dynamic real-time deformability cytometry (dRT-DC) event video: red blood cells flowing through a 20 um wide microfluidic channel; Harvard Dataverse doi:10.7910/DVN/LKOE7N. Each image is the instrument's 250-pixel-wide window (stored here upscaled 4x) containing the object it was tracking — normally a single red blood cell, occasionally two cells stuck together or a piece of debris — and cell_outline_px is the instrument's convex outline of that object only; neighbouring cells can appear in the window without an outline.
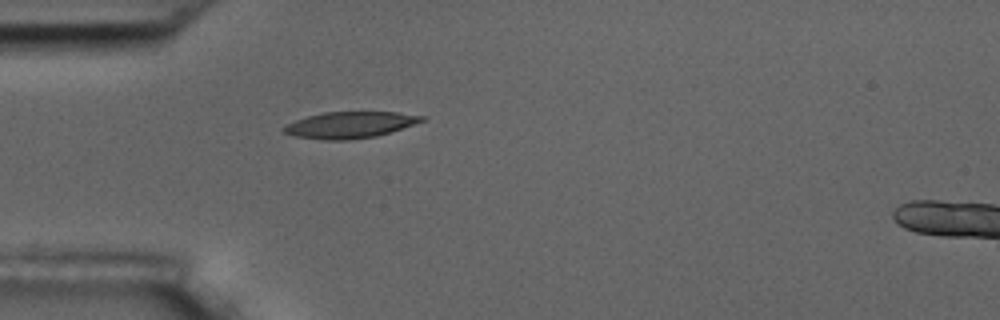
{"species": "common noctule bat (a hibernating species)", "species_latin": "Nyctalus noctula", "temperature_condition": "room temperature", "stored_images_in_passage": 6, "segment_of_instrument_passage": [1, 2], "camera_frame_rate_fps": 3000, "um_per_image_px": 0.085, "animal": {"sex": "male", "body_mass_g": 17.5, "forearm_length_mm": 52.3}, "frame": {"image": 1, "passage_image": 5, "time_ms": 4.667, "image_size_px": [1000, 320], "cell_outline_px": [[424, 120], [376, 136], [348, 140], [324, 140], [296, 136], [284, 132], [280, 128], [296, 120], [308, 116], [324, 112], [396, 112], [424, 116]], "centroid_in_image_um": [29.69, 10.61], "position_along_channel_um": 55.3, "area_um2": 20.81}}